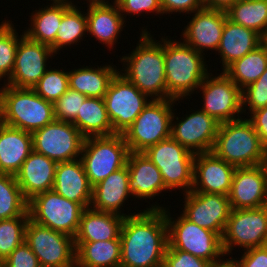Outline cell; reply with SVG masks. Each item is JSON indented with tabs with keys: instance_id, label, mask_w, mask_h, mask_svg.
I'll list each match as a JSON object with an SVG mask.
<instances>
[{
	"instance_id": "obj_5",
	"label": "cell",
	"mask_w": 267,
	"mask_h": 267,
	"mask_svg": "<svg viewBox=\"0 0 267 267\" xmlns=\"http://www.w3.org/2000/svg\"><path fill=\"white\" fill-rule=\"evenodd\" d=\"M0 88V122L33 133L54 119L53 103L33 89L5 85Z\"/></svg>"
},
{
	"instance_id": "obj_9",
	"label": "cell",
	"mask_w": 267,
	"mask_h": 267,
	"mask_svg": "<svg viewBox=\"0 0 267 267\" xmlns=\"http://www.w3.org/2000/svg\"><path fill=\"white\" fill-rule=\"evenodd\" d=\"M144 153L158 167L167 189L192 190L195 153L172 137L149 147Z\"/></svg>"
},
{
	"instance_id": "obj_49",
	"label": "cell",
	"mask_w": 267,
	"mask_h": 267,
	"mask_svg": "<svg viewBox=\"0 0 267 267\" xmlns=\"http://www.w3.org/2000/svg\"><path fill=\"white\" fill-rule=\"evenodd\" d=\"M239 0H203L204 8L227 10Z\"/></svg>"
},
{
	"instance_id": "obj_37",
	"label": "cell",
	"mask_w": 267,
	"mask_h": 267,
	"mask_svg": "<svg viewBox=\"0 0 267 267\" xmlns=\"http://www.w3.org/2000/svg\"><path fill=\"white\" fill-rule=\"evenodd\" d=\"M76 5H72L64 14L59 24L55 43L51 46L57 54L61 48L76 44L87 32L86 12L82 13Z\"/></svg>"
},
{
	"instance_id": "obj_48",
	"label": "cell",
	"mask_w": 267,
	"mask_h": 267,
	"mask_svg": "<svg viewBox=\"0 0 267 267\" xmlns=\"http://www.w3.org/2000/svg\"><path fill=\"white\" fill-rule=\"evenodd\" d=\"M248 119L258 136L260 137L262 145L267 149V106L250 113Z\"/></svg>"
},
{
	"instance_id": "obj_53",
	"label": "cell",
	"mask_w": 267,
	"mask_h": 267,
	"mask_svg": "<svg viewBox=\"0 0 267 267\" xmlns=\"http://www.w3.org/2000/svg\"><path fill=\"white\" fill-rule=\"evenodd\" d=\"M0 267H4V261L0 259Z\"/></svg>"
},
{
	"instance_id": "obj_31",
	"label": "cell",
	"mask_w": 267,
	"mask_h": 267,
	"mask_svg": "<svg viewBox=\"0 0 267 267\" xmlns=\"http://www.w3.org/2000/svg\"><path fill=\"white\" fill-rule=\"evenodd\" d=\"M76 267H120L121 240L74 241Z\"/></svg>"
},
{
	"instance_id": "obj_45",
	"label": "cell",
	"mask_w": 267,
	"mask_h": 267,
	"mask_svg": "<svg viewBox=\"0 0 267 267\" xmlns=\"http://www.w3.org/2000/svg\"><path fill=\"white\" fill-rule=\"evenodd\" d=\"M4 267H41L36 255L25 241L4 260Z\"/></svg>"
},
{
	"instance_id": "obj_38",
	"label": "cell",
	"mask_w": 267,
	"mask_h": 267,
	"mask_svg": "<svg viewBox=\"0 0 267 267\" xmlns=\"http://www.w3.org/2000/svg\"><path fill=\"white\" fill-rule=\"evenodd\" d=\"M25 34L18 36L13 23L5 21L0 24V80L3 77L8 81L11 77L16 58L19 40ZM7 76V77H6Z\"/></svg>"
},
{
	"instance_id": "obj_17",
	"label": "cell",
	"mask_w": 267,
	"mask_h": 267,
	"mask_svg": "<svg viewBox=\"0 0 267 267\" xmlns=\"http://www.w3.org/2000/svg\"><path fill=\"white\" fill-rule=\"evenodd\" d=\"M194 111L185 115L183 120H179L173 112L171 137L195 154L211 152L220 123L201 109Z\"/></svg>"
},
{
	"instance_id": "obj_18",
	"label": "cell",
	"mask_w": 267,
	"mask_h": 267,
	"mask_svg": "<svg viewBox=\"0 0 267 267\" xmlns=\"http://www.w3.org/2000/svg\"><path fill=\"white\" fill-rule=\"evenodd\" d=\"M54 54L50 46L30 40L24 35L19 40L13 72L6 85L33 89L47 70L48 58Z\"/></svg>"
},
{
	"instance_id": "obj_52",
	"label": "cell",
	"mask_w": 267,
	"mask_h": 267,
	"mask_svg": "<svg viewBox=\"0 0 267 267\" xmlns=\"http://www.w3.org/2000/svg\"><path fill=\"white\" fill-rule=\"evenodd\" d=\"M262 44L267 48V33L262 37Z\"/></svg>"
},
{
	"instance_id": "obj_35",
	"label": "cell",
	"mask_w": 267,
	"mask_h": 267,
	"mask_svg": "<svg viewBox=\"0 0 267 267\" xmlns=\"http://www.w3.org/2000/svg\"><path fill=\"white\" fill-rule=\"evenodd\" d=\"M226 14L232 22L253 29L262 37L267 33V0H239Z\"/></svg>"
},
{
	"instance_id": "obj_40",
	"label": "cell",
	"mask_w": 267,
	"mask_h": 267,
	"mask_svg": "<svg viewBox=\"0 0 267 267\" xmlns=\"http://www.w3.org/2000/svg\"><path fill=\"white\" fill-rule=\"evenodd\" d=\"M69 89L68 71L47 69L33 90L48 102L55 103Z\"/></svg>"
},
{
	"instance_id": "obj_11",
	"label": "cell",
	"mask_w": 267,
	"mask_h": 267,
	"mask_svg": "<svg viewBox=\"0 0 267 267\" xmlns=\"http://www.w3.org/2000/svg\"><path fill=\"white\" fill-rule=\"evenodd\" d=\"M25 243L38 258L41 267H76L74 238L28 220Z\"/></svg>"
},
{
	"instance_id": "obj_20",
	"label": "cell",
	"mask_w": 267,
	"mask_h": 267,
	"mask_svg": "<svg viewBox=\"0 0 267 267\" xmlns=\"http://www.w3.org/2000/svg\"><path fill=\"white\" fill-rule=\"evenodd\" d=\"M182 31L184 43L200 54L208 50L217 51L227 18L225 10L202 8L197 10Z\"/></svg>"
},
{
	"instance_id": "obj_2",
	"label": "cell",
	"mask_w": 267,
	"mask_h": 267,
	"mask_svg": "<svg viewBox=\"0 0 267 267\" xmlns=\"http://www.w3.org/2000/svg\"><path fill=\"white\" fill-rule=\"evenodd\" d=\"M146 30H142L135 50L120 58L123 66L127 65L121 74L152 99H166L164 39L155 41Z\"/></svg>"
},
{
	"instance_id": "obj_44",
	"label": "cell",
	"mask_w": 267,
	"mask_h": 267,
	"mask_svg": "<svg viewBox=\"0 0 267 267\" xmlns=\"http://www.w3.org/2000/svg\"><path fill=\"white\" fill-rule=\"evenodd\" d=\"M117 5L123 18L127 16L124 15L125 12L130 15H140V13L142 14L144 12H154L163 15L160 0H118Z\"/></svg>"
},
{
	"instance_id": "obj_36",
	"label": "cell",
	"mask_w": 267,
	"mask_h": 267,
	"mask_svg": "<svg viewBox=\"0 0 267 267\" xmlns=\"http://www.w3.org/2000/svg\"><path fill=\"white\" fill-rule=\"evenodd\" d=\"M29 216L28 200L24 197L15 175L0 173V220Z\"/></svg>"
},
{
	"instance_id": "obj_51",
	"label": "cell",
	"mask_w": 267,
	"mask_h": 267,
	"mask_svg": "<svg viewBox=\"0 0 267 267\" xmlns=\"http://www.w3.org/2000/svg\"><path fill=\"white\" fill-rule=\"evenodd\" d=\"M89 2V6L90 5H110L109 1L106 0H87ZM113 4H117L118 0H114Z\"/></svg>"
},
{
	"instance_id": "obj_23",
	"label": "cell",
	"mask_w": 267,
	"mask_h": 267,
	"mask_svg": "<svg viewBox=\"0 0 267 267\" xmlns=\"http://www.w3.org/2000/svg\"><path fill=\"white\" fill-rule=\"evenodd\" d=\"M129 191L135 198L152 199L168 190L158 167L144 152H130L127 159Z\"/></svg>"
},
{
	"instance_id": "obj_16",
	"label": "cell",
	"mask_w": 267,
	"mask_h": 267,
	"mask_svg": "<svg viewBox=\"0 0 267 267\" xmlns=\"http://www.w3.org/2000/svg\"><path fill=\"white\" fill-rule=\"evenodd\" d=\"M183 215L199 227L223 236L231 211L227 195L189 191L183 194Z\"/></svg>"
},
{
	"instance_id": "obj_30",
	"label": "cell",
	"mask_w": 267,
	"mask_h": 267,
	"mask_svg": "<svg viewBox=\"0 0 267 267\" xmlns=\"http://www.w3.org/2000/svg\"><path fill=\"white\" fill-rule=\"evenodd\" d=\"M51 6H46L32 13L30 29L24 34L35 42L52 46L55 43L59 24L63 14L73 5L69 0H51Z\"/></svg>"
},
{
	"instance_id": "obj_14",
	"label": "cell",
	"mask_w": 267,
	"mask_h": 267,
	"mask_svg": "<svg viewBox=\"0 0 267 267\" xmlns=\"http://www.w3.org/2000/svg\"><path fill=\"white\" fill-rule=\"evenodd\" d=\"M32 139L34 151L58 163L80 158L85 137L72 122L54 119L34 131Z\"/></svg>"
},
{
	"instance_id": "obj_46",
	"label": "cell",
	"mask_w": 267,
	"mask_h": 267,
	"mask_svg": "<svg viewBox=\"0 0 267 267\" xmlns=\"http://www.w3.org/2000/svg\"><path fill=\"white\" fill-rule=\"evenodd\" d=\"M234 261L237 267H267V245L247 249L239 260L234 258Z\"/></svg>"
},
{
	"instance_id": "obj_3",
	"label": "cell",
	"mask_w": 267,
	"mask_h": 267,
	"mask_svg": "<svg viewBox=\"0 0 267 267\" xmlns=\"http://www.w3.org/2000/svg\"><path fill=\"white\" fill-rule=\"evenodd\" d=\"M204 55L184 42L164 39L166 99L190 96L209 74Z\"/></svg>"
},
{
	"instance_id": "obj_24",
	"label": "cell",
	"mask_w": 267,
	"mask_h": 267,
	"mask_svg": "<svg viewBox=\"0 0 267 267\" xmlns=\"http://www.w3.org/2000/svg\"><path fill=\"white\" fill-rule=\"evenodd\" d=\"M92 188L80 158L57 163L52 189L59 195L89 208L92 202Z\"/></svg>"
},
{
	"instance_id": "obj_4",
	"label": "cell",
	"mask_w": 267,
	"mask_h": 267,
	"mask_svg": "<svg viewBox=\"0 0 267 267\" xmlns=\"http://www.w3.org/2000/svg\"><path fill=\"white\" fill-rule=\"evenodd\" d=\"M211 152L235 167L267 163V149L248 118L220 123Z\"/></svg>"
},
{
	"instance_id": "obj_6",
	"label": "cell",
	"mask_w": 267,
	"mask_h": 267,
	"mask_svg": "<svg viewBox=\"0 0 267 267\" xmlns=\"http://www.w3.org/2000/svg\"><path fill=\"white\" fill-rule=\"evenodd\" d=\"M147 209H163L168 225V245L166 249H178L205 259L211 263L220 261L225 256L222 238L209 229L199 227L188 220L183 214L174 219L167 208L159 204Z\"/></svg>"
},
{
	"instance_id": "obj_7",
	"label": "cell",
	"mask_w": 267,
	"mask_h": 267,
	"mask_svg": "<svg viewBox=\"0 0 267 267\" xmlns=\"http://www.w3.org/2000/svg\"><path fill=\"white\" fill-rule=\"evenodd\" d=\"M176 99H152L122 134L130 152H144L171 137V119ZM172 108V109H171Z\"/></svg>"
},
{
	"instance_id": "obj_19",
	"label": "cell",
	"mask_w": 267,
	"mask_h": 267,
	"mask_svg": "<svg viewBox=\"0 0 267 267\" xmlns=\"http://www.w3.org/2000/svg\"><path fill=\"white\" fill-rule=\"evenodd\" d=\"M267 163L236 167L228 198L231 209H250L266 206Z\"/></svg>"
},
{
	"instance_id": "obj_27",
	"label": "cell",
	"mask_w": 267,
	"mask_h": 267,
	"mask_svg": "<svg viewBox=\"0 0 267 267\" xmlns=\"http://www.w3.org/2000/svg\"><path fill=\"white\" fill-rule=\"evenodd\" d=\"M262 44V36L250 28L226 18L221 42L217 50L221 56L223 71L235 60L244 57Z\"/></svg>"
},
{
	"instance_id": "obj_12",
	"label": "cell",
	"mask_w": 267,
	"mask_h": 267,
	"mask_svg": "<svg viewBox=\"0 0 267 267\" xmlns=\"http://www.w3.org/2000/svg\"><path fill=\"white\" fill-rule=\"evenodd\" d=\"M148 97L120 71L116 73L103 98L114 133L123 134L125 132L151 102Z\"/></svg>"
},
{
	"instance_id": "obj_15",
	"label": "cell",
	"mask_w": 267,
	"mask_h": 267,
	"mask_svg": "<svg viewBox=\"0 0 267 267\" xmlns=\"http://www.w3.org/2000/svg\"><path fill=\"white\" fill-rule=\"evenodd\" d=\"M211 74L198 87L203 94L204 104L201 110L219 123L240 119L239 114L243 113L241 89L224 72L215 77Z\"/></svg>"
},
{
	"instance_id": "obj_25",
	"label": "cell",
	"mask_w": 267,
	"mask_h": 267,
	"mask_svg": "<svg viewBox=\"0 0 267 267\" xmlns=\"http://www.w3.org/2000/svg\"><path fill=\"white\" fill-rule=\"evenodd\" d=\"M128 183L129 172L126 165L93 186L90 207L94 210L112 212L124 217L130 216V214L121 213L122 210H120L121 206L123 207L125 204V200L132 196Z\"/></svg>"
},
{
	"instance_id": "obj_21",
	"label": "cell",
	"mask_w": 267,
	"mask_h": 267,
	"mask_svg": "<svg viewBox=\"0 0 267 267\" xmlns=\"http://www.w3.org/2000/svg\"><path fill=\"white\" fill-rule=\"evenodd\" d=\"M236 167L212 152L197 153L194 158L191 191L229 195Z\"/></svg>"
},
{
	"instance_id": "obj_34",
	"label": "cell",
	"mask_w": 267,
	"mask_h": 267,
	"mask_svg": "<svg viewBox=\"0 0 267 267\" xmlns=\"http://www.w3.org/2000/svg\"><path fill=\"white\" fill-rule=\"evenodd\" d=\"M267 68V48L261 44L235 60L223 72L242 90L255 82Z\"/></svg>"
},
{
	"instance_id": "obj_41",
	"label": "cell",
	"mask_w": 267,
	"mask_h": 267,
	"mask_svg": "<svg viewBox=\"0 0 267 267\" xmlns=\"http://www.w3.org/2000/svg\"><path fill=\"white\" fill-rule=\"evenodd\" d=\"M86 98L85 95L69 88L53 104L55 119L65 122H73L77 118L80 108Z\"/></svg>"
},
{
	"instance_id": "obj_43",
	"label": "cell",
	"mask_w": 267,
	"mask_h": 267,
	"mask_svg": "<svg viewBox=\"0 0 267 267\" xmlns=\"http://www.w3.org/2000/svg\"><path fill=\"white\" fill-rule=\"evenodd\" d=\"M211 262L178 249H166L162 267H209Z\"/></svg>"
},
{
	"instance_id": "obj_13",
	"label": "cell",
	"mask_w": 267,
	"mask_h": 267,
	"mask_svg": "<svg viewBox=\"0 0 267 267\" xmlns=\"http://www.w3.org/2000/svg\"><path fill=\"white\" fill-rule=\"evenodd\" d=\"M245 250L267 245V206L250 209H231L222 236L225 255L234 246Z\"/></svg>"
},
{
	"instance_id": "obj_10",
	"label": "cell",
	"mask_w": 267,
	"mask_h": 267,
	"mask_svg": "<svg viewBox=\"0 0 267 267\" xmlns=\"http://www.w3.org/2000/svg\"><path fill=\"white\" fill-rule=\"evenodd\" d=\"M85 208L59 195L53 189L28 200L29 219L55 231L76 236Z\"/></svg>"
},
{
	"instance_id": "obj_1",
	"label": "cell",
	"mask_w": 267,
	"mask_h": 267,
	"mask_svg": "<svg viewBox=\"0 0 267 267\" xmlns=\"http://www.w3.org/2000/svg\"><path fill=\"white\" fill-rule=\"evenodd\" d=\"M120 240V267H162L168 245V225L163 209H147L126 216Z\"/></svg>"
},
{
	"instance_id": "obj_8",
	"label": "cell",
	"mask_w": 267,
	"mask_h": 267,
	"mask_svg": "<svg viewBox=\"0 0 267 267\" xmlns=\"http://www.w3.org/2000/svg\"><path fill=\"white\" fill-rule=\"evenodd\" d=\"M129 148L122 134L86 137L81 161L93 187L109 174L127 165Z\"/></svg>"
},
{
	"instance_id": "obj_26",
	"label": "cell",
	"mask_w": 267,
	"mask_h": 267,
	"mask_svg": "<svg viewBox=\"0 0 267 267\" xmlns=\"http://www.w3.org/2000/svg\"><path fill=\"white\" fill-rule=\"evenodd\" d=\"M32 151V133L0 122V173L15 175Z\"/></svg>"
},
{
	"instance_id": "obj_47",
	"label": "cell",
	"mask_w": 267,
	"mask_h": 267,
	"mask_svg": "<svg viewBox=\"0 0 267 267\" xmlns=\"http://www.w3.org/2000/svg\"><path fill=\"white\" fill-rule=\"evenodd\" d=\"M163 14L193 13L204 8L203 0H160Z\"/></svg>"
},
{
	"instance_id": "obj_32",
	"label": "cell",
	"mask_w": 267,
	"mask_h": 267,
	"mask_svg": "<svg viewBox=\"0 0 267 267\" xmlns=\"http://www.w3.org/2000/svg\"><path fill=\"white\" fill-rule=\"evenodd\" d=\"M118 70L113 65L81 67L68 72L69 88L89 98H104Z\"/></svg>"
},
{
	"instance_id": "obj_29",
	"label": "cell",
	"mask_w": 267,
	"mask_h": 267,
	"mask_svg": "<svg viewBox=\"0 0 267 267\" xmlns=\"http://www.w3.org/2000/svg\"><path fill=\"white\" fill-rule=\"evenodd\" d=\"M88 7L87 32L106 47L113 49L125 22L118 5H90Z\"/></svg>"
},
{
	"instance_id": "obj_39",
	"label": "cell",
	"mask_w": 267,
	"mask_h": 267,
	"mask_svg": "<svg viewBox=\"0 0 267 267\" xmlns=\"http://www.w3.org/2000/svg\"><path fill=\"white\" fill-rule=\"evenodd\" d=\"M29 216L0 220V259L3 261L25 240Z\"/></svg>"
},
{
	"instance_id": "obj_28",
	"label": "cell",
	"mask_w": 267,
	"mask_h": 267,
	"mask_svg": "<svg viewBox=\"0 0 267 267\" xmlns=\"http://www.w3.org/2000/svg\"><path fill=\"white\" fill-rule=\"evenodd\" d=\"M124 216L85 208L74 241H106L120 239Z\"/></svg>"
},
{
	"instance_id": "obj_33",
	"label": "cell",
	"mask_w": 267,
	"mask_h": 267,
	"mask_svg": "<svg viewBox=\"0 0 267 267\" xmlns=\"http://www.w3.org/2000/svg\"><path fill=\"white\" fill-rule=\"evenodd\" d=\"M72 123L85 138L115 134L103 98L87 97Z\"/></svg>"
},
{
	"instance_id": "obj_42",
	"label": "cell",
	"mask_w": 267,
	"mask_h": 267,
	"mask_svg": "<svg viewBox=\"0 0 267 267\" xmlns=\"http://www.w3.org/2000/svg\"><path fill=\"white\" fill-rule=\"evenodd\" d=\"M242 112L249 109V113L267 106V68L265 72L253 83L241 90ZM246 107H245V106ZM245 107V108H244ZM245 109V110H244Z\"/></svg>"
},
{
	"instance_id": "obj_22",
	"label": "cell",
	"mask_w": 267,
	"mask_h": 267,
	"mask_svg": "<svg viewBox=\"0 0 267 267\" xmlns=\"http://www.w3.org/2000/svg\"><path fill=\"white\" fill-rule=\"evenodd\" d=\"M56 166V161L43 154L34 150L29 154L15 174L16 181L27 200L53 188Z\"/></svg>"
},
{
	"instance_id": "obj_50",
	"label": "cell",
	"mask_w": 267,
	"mask_h": 267,
	"mask_svg": "<svg viewBox=\"0 0 267 267\" xmlns=\"http://www.w3.org/2000/svg\"><path fill=\"white\" fill-rule=\"evenodd\" d=\"M209 267H237L235 261L233 258H229V259H225L224 260H220L214 263H211Z\"/></svg>"
}]
</instances>
